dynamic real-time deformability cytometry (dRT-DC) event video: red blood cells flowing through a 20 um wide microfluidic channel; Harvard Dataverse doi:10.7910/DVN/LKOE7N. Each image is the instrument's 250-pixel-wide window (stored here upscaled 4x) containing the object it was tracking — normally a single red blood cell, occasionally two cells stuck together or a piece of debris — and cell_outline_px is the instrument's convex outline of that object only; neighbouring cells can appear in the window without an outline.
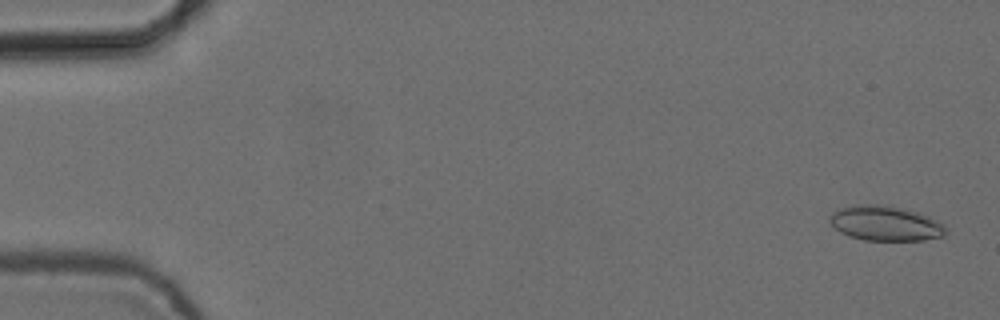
{"species": "common noctule bat (a hibernating species)", "species_latin": "Nyctalus noctula", "temperature_condition": "cold", "stored_images_in_passage": 8, "camera_frame_rate_fps": 3000, "um_per_image_px": 0.085, "animal": {"sex": "female", "body_mass_g": 24.6, "forearm_length_mm": 56.2}, "frame": {"image": 1, "passage_image": 1, "time_ms": 0.0, "image_size_px": [1000, 320], "cell_outline_px": [[948, 228], [944, 236], [924, 240], [864, 240], [848, 236], [840, 232], [828, 220], [832, 212], [840, 208], [856, 204], [876, 204], [900, 208], [916, 212], [928, 216], [944, 224]], "centroid_in_image_um": [75.26, 18.99], "position_along_channel_um": 9.7, "area_um2": 23.58}}